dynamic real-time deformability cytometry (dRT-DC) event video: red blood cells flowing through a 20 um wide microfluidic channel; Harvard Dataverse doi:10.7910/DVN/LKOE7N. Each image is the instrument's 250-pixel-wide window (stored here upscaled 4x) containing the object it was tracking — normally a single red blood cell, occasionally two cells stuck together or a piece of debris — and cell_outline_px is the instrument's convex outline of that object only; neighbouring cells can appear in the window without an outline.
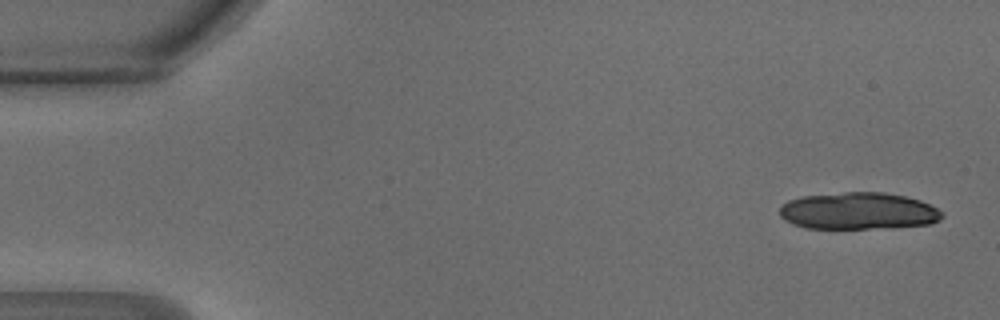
{"species": "common noctule bat (a hibernating species)", "species_latin": "Nyctalus noctula", "temperature_condition": "warm", "stored_images_in_passage": 45, "camera_frame_rate_fps": 3000, "um_per_image_px": 0.085, "animal": {"sex": "male", "body_mass_g": 18.8}, "frame": {"image": 1, "passage_image": 2, "time_ms": 0.333, "image_size_px": [1000, 320], "cell_outline_px": [[944, 216], [940, 220], [932, 224], [892, 228], [804, 228], [792, 224], [784, 220], [780, 216], [780, 204], [788, 200], [800, 196], [844, 192], [884, 192], [904, 196], [920, 200], [944, 212]], "centroid_in_image_um": [72.96, 17.94], "position_along_channel_um": 12.0, "area_um2": 35.49}}
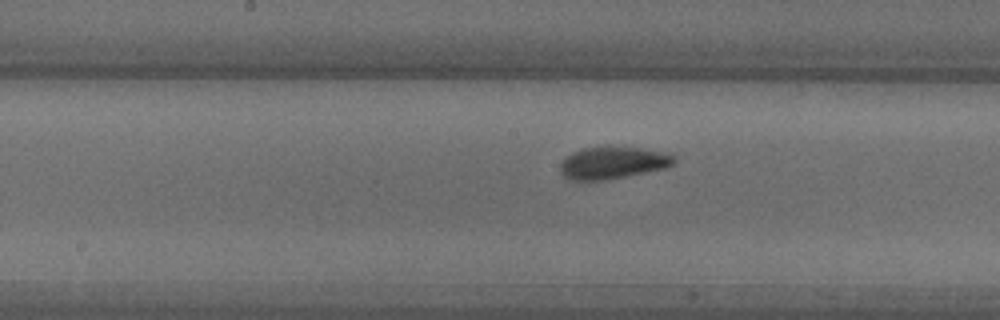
{"frame": {"image": 2, "passage_image": 22, "time_ms": 7.0, "image_size_px": [1000, 320], "cell_outline_px": [[676, 160], [672, 164], [664, 168], [604, 180], [568, 180], [560, 172], [560, 164], [572, 152], [584, 148], [640, 148], [664, 152], [676, 156]], "centroid_in_image_um": [52.07, 13.85], "position_along_channel_um": 196.1, "area_um2": 20.75}}
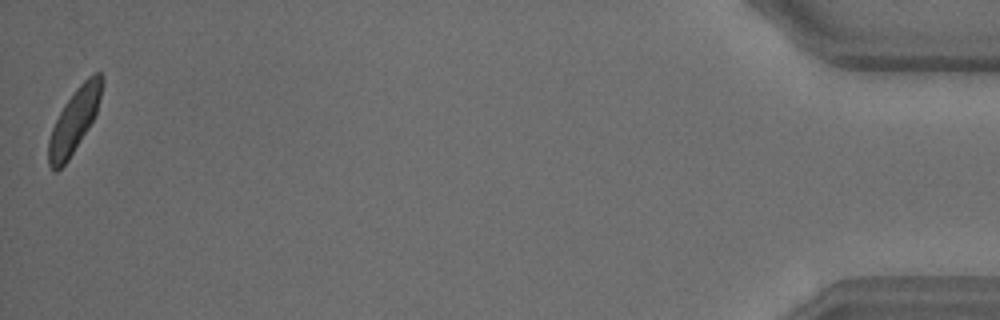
{"frame": {"image": 3, "passage_image": 45, "time_ms": 14.667, "image_size_px": [1000, 320], "cell_outline_px": [[104, 84], [96, 112], [88, 128], [68, 160], [56, 172], [52, 172], [48, 164], [48, 140], [52, 128], [64, 104], [76, 88], [88, 76], [96, 72], [100, 72], [104, 76]], "centroid_in_image_um": [6.31, 10.24], "position_along_channel_um": 428.9, "area_um2": 19.77}, "authors_computed_cell_mechanics": {"area_um2": 20.9814, "velocity_mm_per_s": 4.2375, "shape_relaxation_time_tau1_ms": 2.535, "shape_relaxation_time_tau2_ms": 1.3399, "deformation_change_tau1": 0.1097, "deformation_change_tau2": 0.0639}}